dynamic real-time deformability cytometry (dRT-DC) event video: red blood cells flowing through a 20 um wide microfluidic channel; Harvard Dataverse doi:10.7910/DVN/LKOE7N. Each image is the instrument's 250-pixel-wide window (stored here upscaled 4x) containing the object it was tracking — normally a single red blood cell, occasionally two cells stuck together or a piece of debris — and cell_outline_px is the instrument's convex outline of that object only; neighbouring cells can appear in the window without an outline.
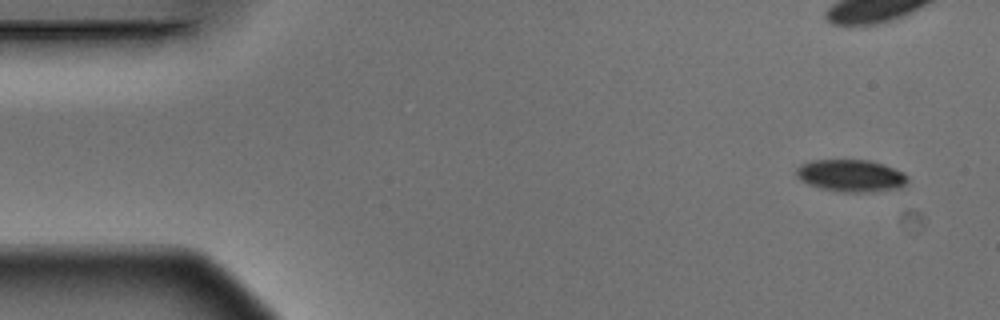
{"species": "Egyptian fruit bat (a non-hibernating species)", "species_latin": "Rousettus aegyptiacus", "temperature_condition": "warm", "stored_images_in_passage": 8, "camera_frame_rate_fps": 3000, "um_per_image_px": 0.085, "animal": {"sex": "male"}, "frame": {"image": 1, "passage_image": 1, "time_ms": 0.0, "image_size_px": [1000, 320], "cell_outline_px": [[908, 180], [904, 184], [896, 188], [864, 192], [844, 192], [820, 188], [808, 184], [796, 176], [796, 168], [800, 164], [812, 160], [872, 160], [884, 164], [904, 172], [908, 176]], "centroid_in_image_um": [72.31, 14.91], "position_along_channel_um": 12.7, "area_um2": 20.81}}
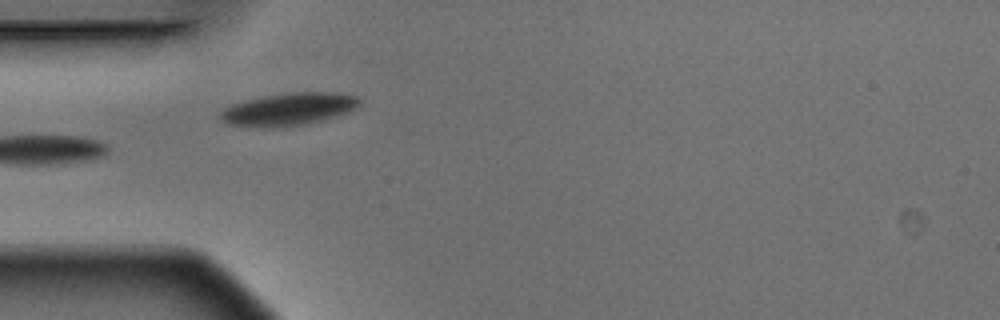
{"frame": {"image": 2, "passage_image": 5, "time_ms": 1.333, "image_size_px": [1000, 320], "cell_outline_px": [[360, 104], [352, 112], [304, 124], [264, 128], [228, 124], [220, 116], [220, 112], [224, 108], [232, 104], [248, 100], [268, 96], [292, 92], [336, 92], [356, 96], [360, 100]], "centroid_in_image_um": [24.59, 9.28], "position_along_channel_um": 60.4, "area_um2": 26.07}}
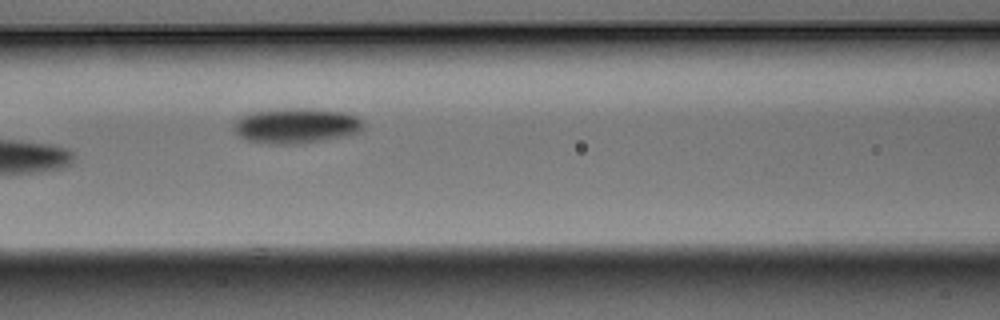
{"frame": {"image": 3, "passage_image": 7, "time_ms": 2.0, "image_size_px": [1000, 320], "cell_outline_px": [[364, 124], [360, 132], [348, 136], [296, 144], [268, 144], [248, 140], [240, 136], [232, 128], [232, 124], [240, 116], [252, 112], [284, 108], [308, 108], [344, 112], [356, 116], [364, 120]], "centroid_in_image_um": [25.18, 10.68], "position_along_channel_um": 141.4, "area_um2": 26.88}}